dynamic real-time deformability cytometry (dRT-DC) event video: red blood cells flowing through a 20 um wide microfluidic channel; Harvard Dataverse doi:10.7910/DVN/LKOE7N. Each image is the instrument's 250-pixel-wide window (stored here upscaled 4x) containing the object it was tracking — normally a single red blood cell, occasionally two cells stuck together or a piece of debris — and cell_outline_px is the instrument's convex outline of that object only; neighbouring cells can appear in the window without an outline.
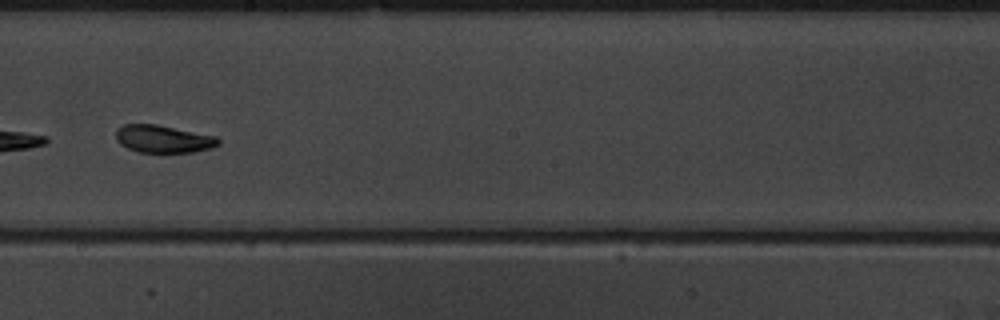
{"species": "common noctule bat (a hibernating species)", "species_latin": "Nyctalus noctula", "temperature_condition": "warm", "stored_images_in_passage": 44, "camera_frame_rate_fps": 3000, "um_per_image_px": 0.085, "animal": {"sex": "male", "body_mass_g": 19.5, "forearm_length_mm": 54.6}, "frame": {"image": 1, "passage_image": 24, "time_ms": 7.667, "image_size_px": [1000, 320], "cell_outline_px": [[220, 144], [212, 148], [192, 152], [140, 152], [128, 148], [120, 144], [116, 140], [116, 128], [124, 124], [156, 124], [216, 136], [220, 140]], "centroid_in_image_um": [13.87, 11.8], "position_along_channel_um": 234.3, "area_um2": 16.47}}
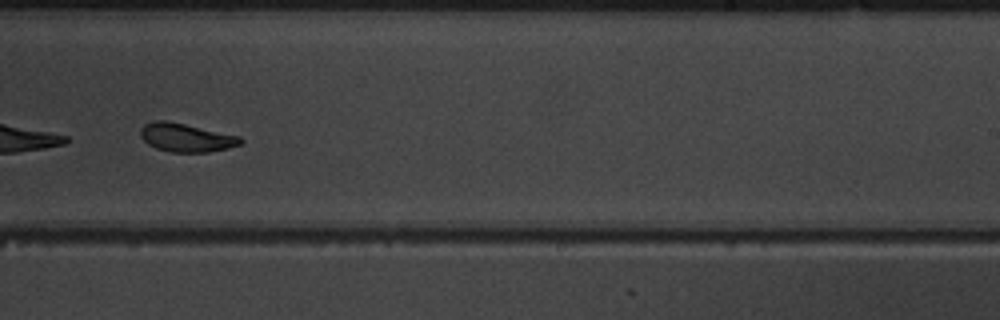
{"frame": {"image": 2, "passage_image": 27, "time_ms": 8.667, "image_size_px": [1000, 320], "cell_outline_px": [[244, 140], [240, 144], [228, 148], [208, 152], [172, 152], [156, 148], [148, 144], [140, 136], [140, 128], [144, 124], [152, 120], [164, 120], [184, 124], [240, 136]], "centroid_in_image_um": [15.8, 11.69], "position_along_channel_um": 273.2, "area_um2": 16.53}}
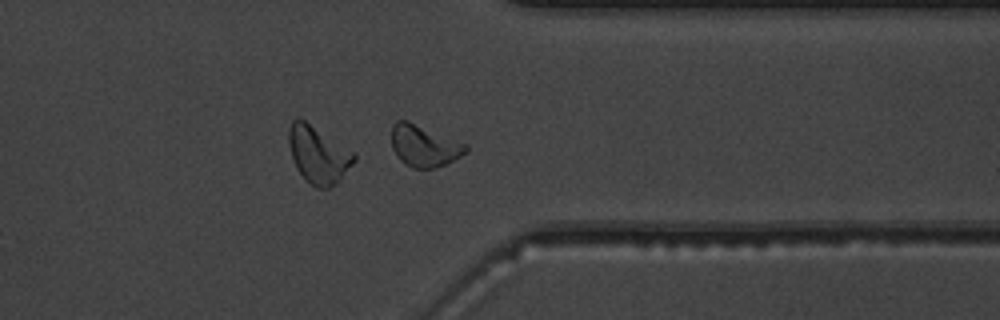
{"frame": {"image": 3, "passage_image": 35, "time_ms": 11.333, "image_size_px": [1000, 320], "cell_outline_px": [[468, 152], [448, 164], [436, 168], [412, 168], [404, 164], [396, 156], [392, 148], [392, 124], [396, 120], [408, 120], [468, 144]], "centroid_in_image_um": [36.07, 12.4], "position_along_channel_um": 375.3, "area_um2": 18.44}, "authors_computed_cell_mechanics": {"area_um2": 17.3689, "velocity_mm_per_s": 3.8919, "shape_relaxation_time_tau1_ms": 4.1624, "shape_relaxation_time_tau2_ms": 1.8139, "deformation_change_tau1": 0.1493, "deformation_change_tau2": 0.0723}}